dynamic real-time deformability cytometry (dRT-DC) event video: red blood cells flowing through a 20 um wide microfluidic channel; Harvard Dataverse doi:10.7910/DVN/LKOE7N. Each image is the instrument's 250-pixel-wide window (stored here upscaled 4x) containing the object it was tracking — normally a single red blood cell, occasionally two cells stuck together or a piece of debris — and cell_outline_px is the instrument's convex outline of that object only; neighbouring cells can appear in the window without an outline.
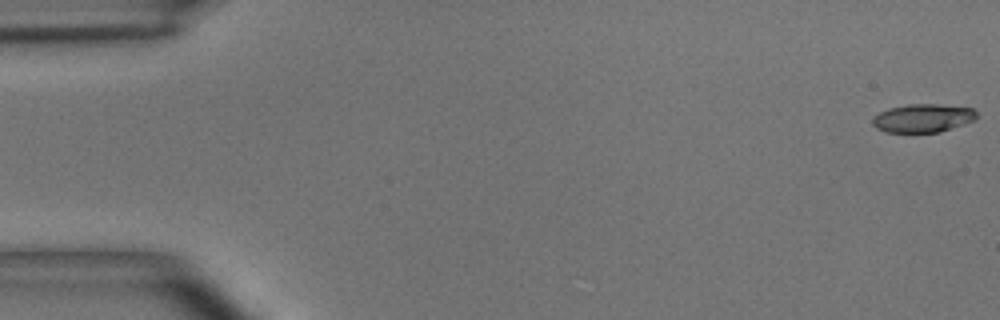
{"species": "common noctule bat (a hibernating species)", "species_latin": "Nyctalus noctula", "temperature_condition": "room temperature", "stored_images_in_passage": 5, "camera_frame_rate_fps": 3000, "um_per_image_px": 0.085, "animal": {"sex": "male", "body_mass_g": 15.6}, "frame": {"image": 1, "passage_image": 1, "time_ms": 0.0, "image_size_px": [1000, 320], "cell_outline_px": [[976, 120], [940, 132], [884, 132], [876, 128], [872, 124], [872, 120], [880, 112], [888, 108], [908, 104], [936, 104], [972, 108], [976, 112]], "centroid_in_image_um": [78.44, 10.04], "position_along_channel_um": 6.6, "area_um2": 17.17}}
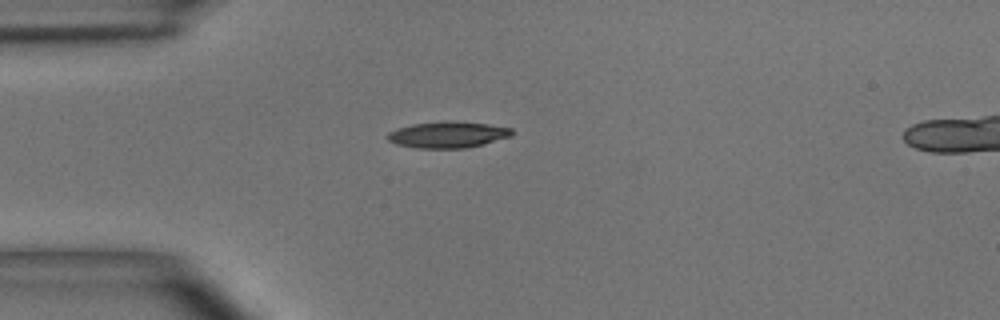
{"frame": {"image": 2, "passage_image": 4, "time_ms": 4.333, "image_size_px": [1000, 320], "cell_outline_px": [[512, 136], [484, 144], [464, 148], [416, 148], [396, 144], [388, 140], [388, 132], [396, 128], [412, 124], [448, 120], [452, 120], [488, 124], [512, 128]], "centroid_in_image_um": [38.06, 11.44], "position_along_channel_um": 46.9, "area_um2": 19.19}}